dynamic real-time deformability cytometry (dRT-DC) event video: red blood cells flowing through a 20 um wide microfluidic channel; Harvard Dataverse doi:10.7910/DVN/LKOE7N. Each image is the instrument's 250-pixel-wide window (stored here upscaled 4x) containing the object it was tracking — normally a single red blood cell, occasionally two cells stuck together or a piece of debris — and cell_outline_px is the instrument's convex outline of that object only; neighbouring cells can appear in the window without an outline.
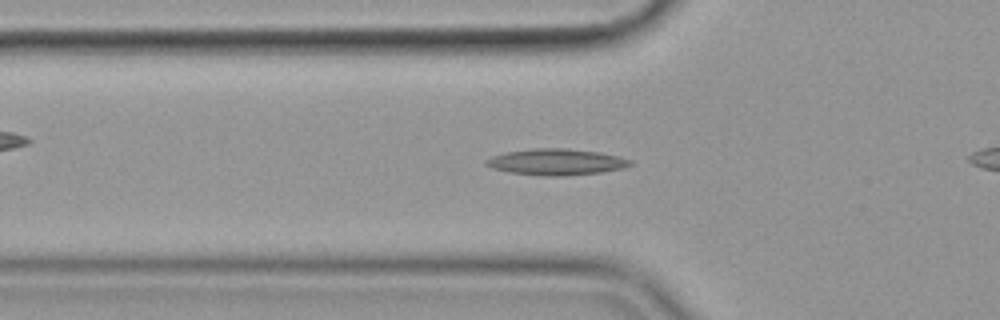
{"species": "common noctule bat (a hibernating species)", "species_latin": "Nyctalus noctula", "temperature_condition": "cold", "stored_images_in_passage": 45, "camera_frame_rate_fps": 3000, "um_per_image_px": 0.085, "animal": {"sex": "female", "body_mass_g": 19.9}, "frame": {"image": 1, "passage_image": 15, "time_ms": 4.667, "image_size_px": [1000, 320], "cell_outline_px": [[632, 164], [624, 168], [600, 172], [564, 176], [540, 176], [508, 172], [492, 168], [484, 164], [484, 160], [492, 156], [504, 152], [536, 148], [564, 148], [596, 152], [620, 156], [632, 160]], "centroid_in_image_um": [47.25, 13.77], "position_along_channel_um": 78.6, "area_um2": 22.14}}
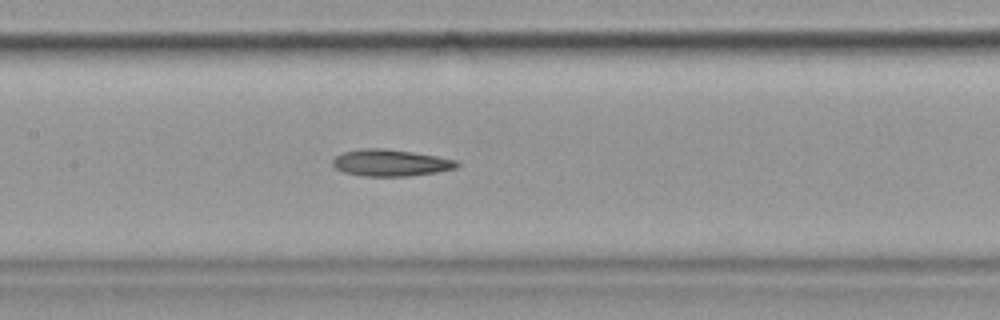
{"frame": {"image": 2, "passage_image": 23, "time_ms": 7.333, "image_size_px": [1000, 320], "cell_outline_px": [[460, 164], [456, 168], [436, 172], [412, 176], [364, 176], [344, 172], [336, 168], [332, 164], [332, 160], [336, 156], [344, 152], [364, 148], [384, 148], [412, 152], [436, 156], [456, 160]], "centroid_in_image_um": [33.2, 13.84], "position_along_channel_um": 174.2, "area_um2": 19.25}}
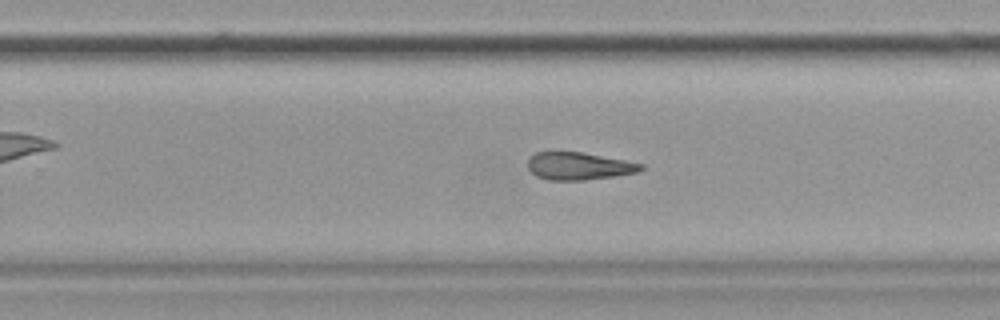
{"frame": {"image": 3, "passage_image": 32, "time_ms": 10.333, "image_size_px": [1000, 320], "cell_outline_px": [[644, 168], [636, 172], [616, 176], [584, 180], [548, 180], [536, 176], [528, 168], [528, 156], [536, 152], [584, 152], [644, 164]], "centroid_in_image_um": [49.18, 14.11], "position_along_channel_um": 280.6, "area_um2": 18.21}}